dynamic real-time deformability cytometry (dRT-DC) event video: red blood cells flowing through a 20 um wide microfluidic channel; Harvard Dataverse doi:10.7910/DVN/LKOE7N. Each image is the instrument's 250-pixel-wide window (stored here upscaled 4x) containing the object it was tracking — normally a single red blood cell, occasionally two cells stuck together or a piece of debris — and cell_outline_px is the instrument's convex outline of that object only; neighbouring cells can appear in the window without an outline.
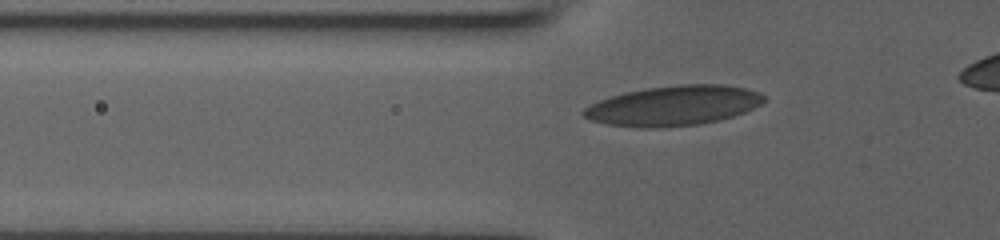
{"species": "human", "species_latin": "Homo sapiens", "temperature_condition": "room temperature", "stored_images_in_passage": 35, "camera_frame_rate_fps": 3000, "um_per_image_px": 0.085, "donor": {"sex": "male"}, "frame": {"image": 1, "passage_image": 8, "time_ms": 2.333, "image_size_px": [1000, 240], "cell_outline_px": [[764, 100], [760, 104], [744, 112], [732, 116], [700, 124], [656, 128], [648, 128], [608, 124], [592, 120], [584, 116], [580, 112], [584, 108], [600, 100], [624, 92], [644, 88], [680, 84], [720, 84], [744, 88], [760, 92], [764, 96]], "centroid_in_image_um": [57.23, 8.97], "position_along_channel_um": 68.6, "area_um2": 41.62}}
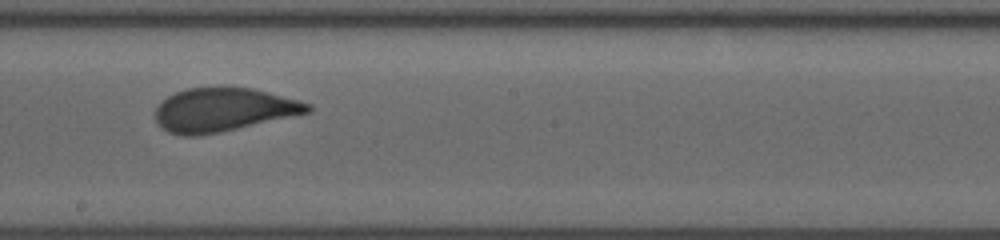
{"frame": {"image": 2, "passage_image": 20, "time_ms": 6.333, "image_size_px": [1000, 240], "cell_outline_px": [[312, 112], [220, 132], [196, 136], [184, 136], [168, 132], [160, 128], [156, 120], [156, 108], [168, 96], [176, 92], [188, 88], [252, 88], [268, 92], [312, 104]], "centroid_in_image_um": [18.99, 9.35], "position_along_channel_um": 229.2, "area_um2": 38.38}}
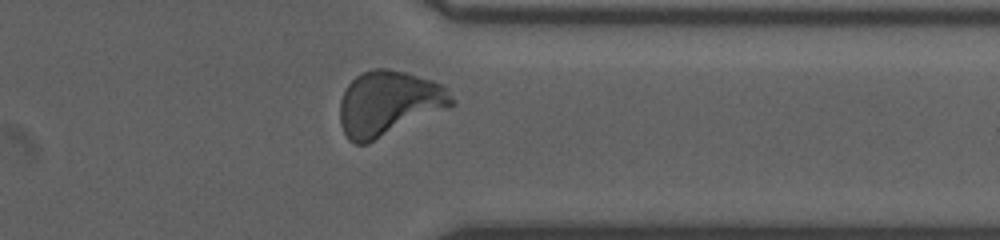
{"frame": {"image": 3, "passage_image": 31, "time_ms": 10.0, "image_size_px": [1000, 240], "cell_outline_px": [[456, 104], [448, 108], [368, 144], [356, 144], [348, 140], [340, 124], [340, 100], [348, 84], [360, 72], [372, 68], [388, 68], [404, 72], [432, 80], [444, 84], [448, 88]], "centroid_in_image_um": [33.04, 8.78], "position_along_channel_um": 378.4, "area_um2": 42.66}}